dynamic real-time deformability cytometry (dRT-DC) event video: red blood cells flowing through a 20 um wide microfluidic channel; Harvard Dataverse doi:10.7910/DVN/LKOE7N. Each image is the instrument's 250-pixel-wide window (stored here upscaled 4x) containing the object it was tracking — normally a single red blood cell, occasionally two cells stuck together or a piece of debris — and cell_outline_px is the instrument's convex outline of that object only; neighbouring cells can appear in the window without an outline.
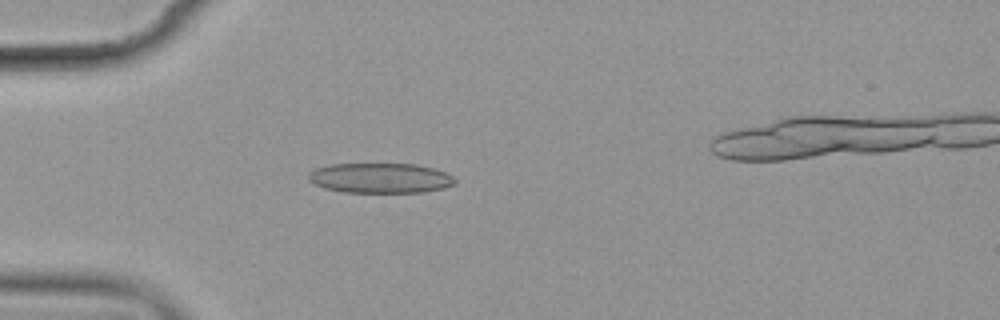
{"species": "common noctule bat (a hibernating species)", "species_latin": "Nyctalus noctula", "temperature_condition": "cold", "stored_images_in_passage": 6, "camera_frame_rate_fps": 3000, "um_per_image_px": 0.085, "animal": {"sex": "female", "body_mass_g": 19.9}, "frame": {"image": 1, "passage_image": 5, "time_ms": 4.667, "image_size_px": [1000, 320], "cell_outline_px": [[456, 184], [444, 188], [424, 192], [344, 192], [324, 188], [308, 180], [308, 172], [316, 168], [328, 164], [416, 164], [432, 168], [444, 172], [452, 176], [456, 180]], "centroid_in_image_um": [32.32, 15.13], "position_along_channel_um": 52.7, "area_um2": 25.66}}